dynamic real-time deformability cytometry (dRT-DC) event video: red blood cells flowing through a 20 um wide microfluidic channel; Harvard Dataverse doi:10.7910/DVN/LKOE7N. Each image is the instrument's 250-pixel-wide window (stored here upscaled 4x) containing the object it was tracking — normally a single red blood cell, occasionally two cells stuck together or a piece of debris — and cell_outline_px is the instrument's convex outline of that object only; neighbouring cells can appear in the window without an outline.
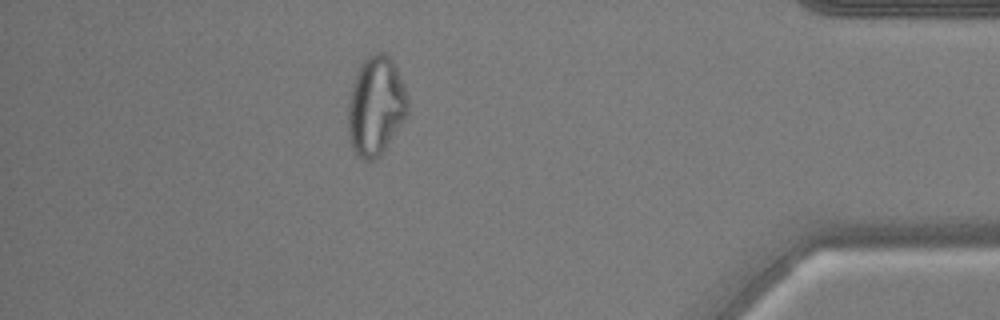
{"species": "common noctule bat (a hibernating species)", "species_latin": "Nyctalus noctula", "temperature_condition": "warm", "stored_images_in_passage": 46, "camera_frame_rate_fps": 3000, "um_per_image_px": 0.085, "animal": {"sex": "male", "body_mass_g": 17.9, "forearm_length_mm": 54.2}, "frame": {"image": 1, "passage_image": 40, "time_ms": 13.0, "image_size_px": [1000, 320], "cell_outline_px": [[408, 112], [380, 156], [376, 160], [364, 160], [356, 156], [348, 140], [348, 104], [352, 84], [356, 72], [360, 64], [372, 52], [384, 52], [396, 64], [408, 100]], "centroid_in_image_um": [31.91, 9.01], "position_along_channel_um": 403.3, "area_um2": 34.62}}